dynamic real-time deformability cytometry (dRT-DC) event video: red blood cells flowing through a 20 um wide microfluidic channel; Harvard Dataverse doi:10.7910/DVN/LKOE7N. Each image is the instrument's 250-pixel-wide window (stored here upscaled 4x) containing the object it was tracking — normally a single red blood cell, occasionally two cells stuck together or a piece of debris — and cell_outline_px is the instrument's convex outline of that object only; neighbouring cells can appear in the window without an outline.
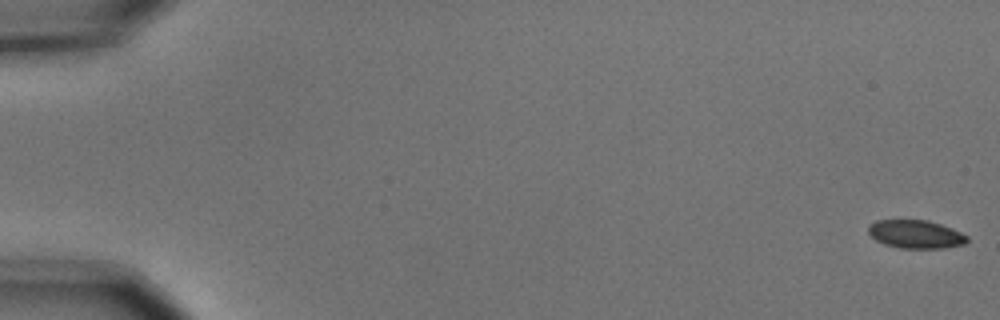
{"species": "common noctule bat (a hibernating species)", "species_latin": "Nyctalus noctula", "temperature_condition": "cold", "stored_images_in_passage": 9, "camera_frame_rate_fps": 3000, "um_per_image_px": 0.085, "animal": {"sex": "male", "body_mass_g": 15.6}, "frame": {"image": 1, "passage_image": 1, "time_ms": 0.0, "image_size_px": [1000, 320], "cell_outline_px": [[968, 240], [964, 244], [944, 248], [900, 248], [884, 244], [876, 240], [868, 232], [868, 224], [876, 220], [928, 220], [952, 228], [968, 236]], "centroid_in_image_um": [77.82, 19.9], "position_along_channel_um": 7.2, "area_um2": 16.3}}
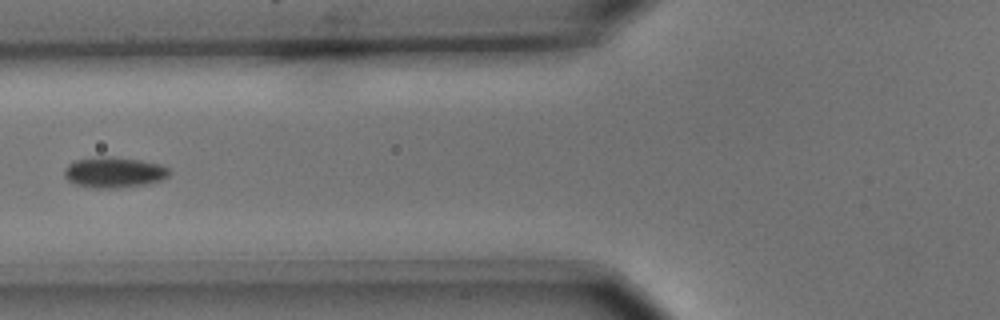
{"frame": {"image": 2, "passage_image": 7, "time_ms": 2.0, "image_size_px": [1000, 320], "cell_outline_px": [[172, 172], [168, 176], [160, 180], [148, 184], [116, 188], [96, 188], [76, 184], [68, 180], [64, 176], [64, 168], [72, 160], [100, 156], [112, 156], [140, 160], [160, 164], [168, 168]], "centroid_in_image_um": [9.68, 14.63], "position_along_channel_um": 116.1, "area_um2": 18.96}}
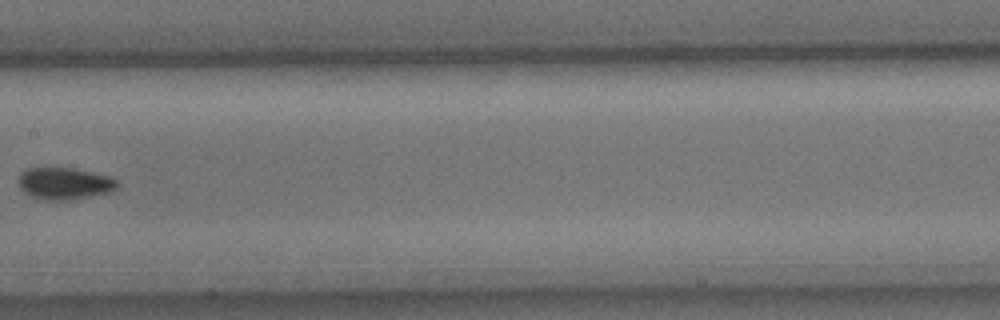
{"frame": {"image": 3, "passage_image": 9, "time_ms": 2.667, "image_size_px": [1000, 320], "cell_outline_px": [[116, 188], [108, 192], [68, 200], [48, 200], [32, 196], [24, 192], [20, 188], [20, 176], [28, 168], [68, 168], [108, 176], [116, 180]], "centroid_in_image_um": [5.45, 15.6], "position_along_channel_um": 201.9, "area_um2": 17.63}}